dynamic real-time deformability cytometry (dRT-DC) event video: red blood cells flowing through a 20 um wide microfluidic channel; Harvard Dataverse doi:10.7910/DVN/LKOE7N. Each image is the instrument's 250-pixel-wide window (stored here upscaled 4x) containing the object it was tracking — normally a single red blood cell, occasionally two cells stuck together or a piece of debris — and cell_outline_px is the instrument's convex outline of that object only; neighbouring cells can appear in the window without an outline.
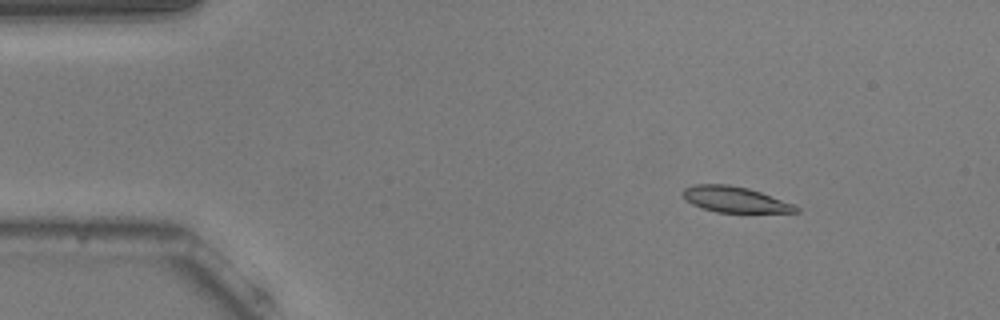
{"species": "common noctule bat (a hibernating species)", "species_latin": "Nyctalus noctula", "temperature_condition": "warm", "stored_images_in_passage": 48, "camera_frame_rate_fps": 3000, "um_per_image_px": 0.085, "animal": {"sex": "male", "body_mass_g": 20.5, "forearm_length_mm": 52.5}, "frame": {"image": 1, "passage_image": 2, "time_ms": 0.333, "image_size_px": [1000, 320], "cell_outline_px": [[800, 212], [716, 212], [692, 204], [680, 192], [684, 188], [696, 184], [728, 184], [748, 188], [760, 192], [792, 204], [800, 208]], "centroid_in_image_um": [62.44, 16.95], "position_along_channel_um": 22.6, "area_um2": 16.7}}
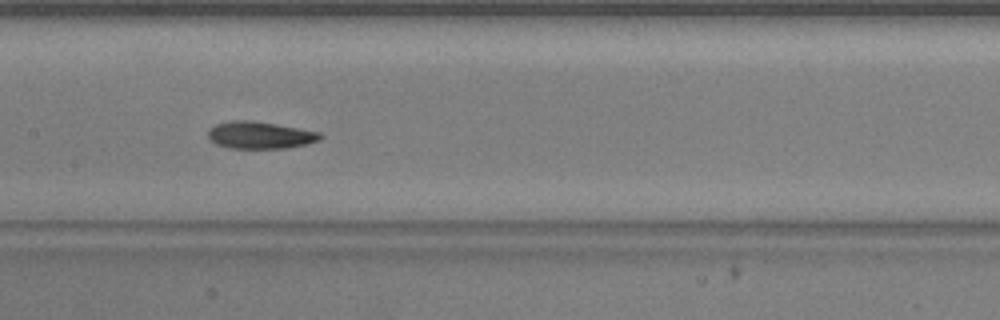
{"frame": {"image": 2, "passage_image": 21, "time_ms": 6.667, "image_size_px": [1000, 320], "cell_outline_px": [[324, 136], [320, 140], [308, 144], [288, 148], [228, 148], [216, 144], [208, 136], [208, 128], [216, 124], [232, 120], [252, 120], [276, 124], [320, 132]], "centroid_in_image_um": [22.12, 11.48], "position_along_channel_um": 185.3, "area_um2": 17.86}}
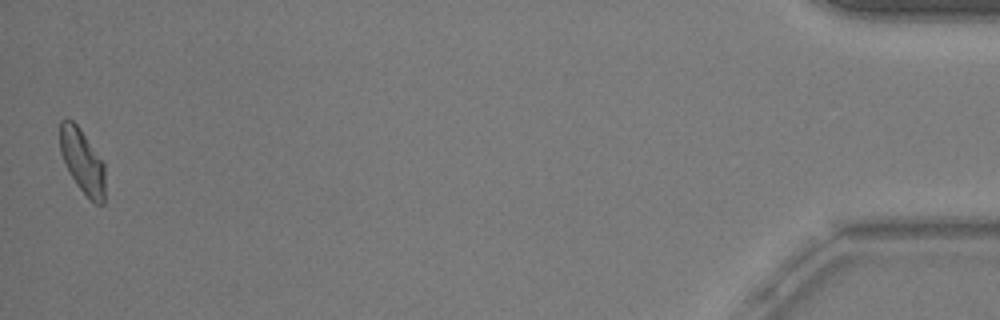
{"frame": {"image": 3, "passage_image": 48, "time_ms": 15.667, "image_size_px": [1000, 320], "cell_outline_px": [[104, 204], [96, 204], [76, 184], [60, 152], [60, 120], [72, 120], [80, 128], [104, 160]], "centroid_in_image_um": [7.02, 13.67], "position_along_channel_um": 428.2, "area_um2": 16.7}, "authors_computed_cell_mechanics": {"area_um2": 17.3689, "velocity_mm_per_s": 3.7617, "shape_relaxation_time_tau1_ms": 8.7371, "shape_relaxation_time_tau2_ms": 3.4657, "deformation_change_tau1": 0.2088, "deformation_change_tau2": 0.0947}}